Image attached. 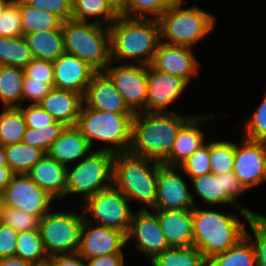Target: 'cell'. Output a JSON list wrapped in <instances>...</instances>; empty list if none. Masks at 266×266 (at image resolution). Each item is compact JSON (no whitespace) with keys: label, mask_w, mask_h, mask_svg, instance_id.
Here are the masks:
<instances>
[{"label":"cell","mask_w":266,"mask_h":266,"mask_svg":"<svg viewBox=\"0 0 266 266\" xmlns=\"http://www.w3.org/2000/svg\"><path fill=\"white\" fill-rule=\"evenodd\" d=\"M18 232L0 222V259L14 257Z\"/></svg>","instance_id":"50"},{"label":"cell","mask_w":266,"mask_h":266,"mask_svg":"<svg viewBox=\"0 0 266 266\" xmlns=\"http://www.w3.org/2000/svg\"><path fill=\"white\" fill-rule=\"evenodd\" d=\"M147 113H168L166 107L183 93L187 85L184 79L178 76L165 74L147 66Z\"/></svg>","instance_id":"18"},{"label":"cell","mask_w":266,"mask_h":266,"mask_svg":"<svg viewBox=\"0 0 266 266\" xmlns=\"http://www.w3.org/2000/svg\"><path fill=\"white\" fill-rule=\"evenodd\" d=\"M4 149L7 164L14 174H26L45 155L42 150L23 143L7 145Z\"/></svg>","instance_id":"35"},{"label":"cell","mask_w":266,"mask_h":266,"mask_svg":"<svg viewBox=\"0 0 266 266\" xmlns=\"http://www.w3.org/2000/svg\"><path fill=\"white\" fill-rule=\"evenodd\" d=\"M110 31L111 61L114 58L123 64H132L126 60L141 61L149 66L160 40L157 19L126 18L119 16L108 26Z\"/></svg>","instance_id":"2"},{"label":"cell","mask_w":266,"mask_h":266,"mask_svg":"<svg viewBox=\"0 0 266 266\" xmlns=\"http://www.w3.org/2000/svg\"><path fill=\"white\" fill-rule=\"evenodd\" d=\"M154 212L169 247L193 246L192 209Z\"/></svg>","instance_id":"22"},{"label":"cell","mask_w":266,"mask_h":266,"mask_svg":"<svg viewBox=\"0 0 266 266\" xmlns=\"http://www.w3.org/2000/svg\"><path fill=\"white\" fill-rule=\"evenodd\" d=\"M83 104L81 94L54 87L39 103L56 121L65 126H76Z\"/></svg>","instance_id":"24"},{"label":"cell","mask_w":266,"mask_h":266,"mask_svg":"<svg viewBox=\"0 0 266 266\" xmlns=\"http://www.w3.org/2000/svg\"><path fill=\"white\" fill-rule=\"evenodd\" d=\"M0 112V144L5 147L21 143L26 130L21 109L19 107H3Z\"/></svg>","instance_id":"34"},{"label":"cell","mask_w":266,"mask_h":266,"mask_svg":"<svg viewBox=\"0 0 266 266\" xmlns=\"http://www.w3.org/2000/svg\"><path fill=\"white\" fill-rule=\"evenodd\" d=\"M178 168L190 179L211 173L209 142L194 151Z\"/></svg>","instance_id":"42"},{"label":"cell","mask_w":266,"mask_h":266,"mask_svg":"<svg viewBox=\"0 0 266 266\" xmlns=\"http://www.w3.org/2000/svg\"><path fill=\"white\" fill-rule=\"evenodd\" d=\"M23 36L40 31L62 29V21L46 10L27 5L19 0Z\"/></svg>","instance_id":"28"},{"label":"cell","mask_w":266,"mask_h":266,"mask_svg":"<svg viewBox=\"0 0 266 266\" xmlns=\"http://www.w3.org/2000/svg\"><path fill=\"white\" fill-rule=\"evenodd\" d=\"M110 8L118 15L122 16L128 8V0H106Z\"/></svg>","instance_id":"55"},{"label":"cell","mask_w":266,"mask_h":266,"mask_svg":"<svg viewBox=\"0 0 266 266\" xmlns=\"http://www.w3.org/2000/svg\"><path fill=\"white\" fill-rule=\"evenodd\" d=\"M152 163V164H151ZM152 166H151V165ZM160 162L137 157L130 153H116L113 165V185L131 202L144 204L141 209L154 207Z\"/></svg>","instance_id":"3"},{"label":"cell","mask_w":266,"mask_h":266,"mask_svg":"<svg viewBox=\"0 0 266 266\" xmlns=\"http://www.w3.org/2000/svg\"><path fill=\"white\" fill-rule=\"evenodd\" d=\"M41 218L19 209L3 206L0 212V222L19 232L39 230Z\"/></svg>","instance_id":"40"},{"label":"cell","mask_w":266,"mask_h":266,"mask_svg":"<svg viewBox=\"0 0 266 266\" xmlns=\"http://www.w3.org/2000/svg\"><path fill=\"white\" fill-rule=\"evenodd\" d=\"M197 195L202 200L212 206L217 204H229L241 212V216L248 221L253 215L246 209L237 207L225 194L221 184V174L209 173L196 178L190 179Z\"/></svg>","instance_id":"27"},{"label":"cell","mask_w":266,"mask_h":266,"mask_svg":"<svg viewBox=\"0 0 266 266\" xmlns=\"http://www.w3.org/2000/svg\"><path fill=\"white\" fill-rule=\"evenodd\" d=\"M126 234L118 229L95 225L84 219L77 253L85 260L111 254H123Z\"/></svg>","instance_id":"14"},{"label":"cell","mask_w":266,"mask_h":266,"mask_svg":"<svg viewBox=\"0 0 266 266\" xmlns=\"http://www.w3.org/2000/svg\"><path fill=\"white\" fill-rule=\"evenodd\" d=\"M86 266H124L123 254H111L87 259Z\"/></svg>","instance_id":"52"},{"label":"cell","mask_w":266,"mask_h":266,"mask_svg":"<svg viewBox=\"0 0 266 266\" xmlns=\"http://www.w3.org/2000/svg\"><path fill=\"white\" fill-rule=\"evenodd\" d=\"M152 266H207V260L194 246L170 247L151 260Z\"/></svg>","instance_id":"32"},{"label":"cell","mask_w":266,"mask_h":266,"mask_svg":"<svg viewBox=\"0 0 266 266\" xmlns=\"http://www.w3.org/2000/svg\"><path fill=\"white\" fill-rule=\"evenodd\" d=\"M179 0H128L126 18L158 19L173 3ZM148 15H150L148 17Z\"/></svg>","instance_id":"39"},{"label":"cell","mask_w":266,"mask_h":266,"mask_svg":"<svg viewBox=\"0 0 266 266\" xmlns=\"http://www.w3.org/2000/svg\"><path fill=\"white\" fill-rule=\"evenodd\" d=\"M211 173L233 172L235 143L232 141H214L209 143Z\"/></svg>","instance_id":"38"},{"label":"cell","mask_w":266,"mask_h":266,"mask_svg":"<svg viewBox=\"0 0 266 266\" xmlns=\"http://www.w3.org/2000/svg\"><path fill=\"white\" fill-rule=\"evenodd\" d=\"M127 242L135 239L137 250L142 251L150 261L157 255L170 248L161 230L157 214L145 209H139L132 215L129 232L126 235Z\"/></svg>","instance_id":"16"},{"label":"cell","mask_w":266,"mask_h":266,"mask_svg":"<svg viewBox=\"0 0 266 266\" xmlns=\"http://www.w3.org/2000/svg\"><path fill=\"white\" fill-rule=\"evenodd\" d=\"M150 66L156 71L181 77L189 84L198 74L199 62L191 47L160 42Z\"/></svg>","instance_id":"17"},{"label":"cell","mask_w":266,"mask_h":266,"mask_svg":"<svg viewBox=\"0 0 266 266\" xmlns=\"http://www.w3.org/2000/svg\"><path fill=\"white\" fill-rule=\"evenodd\" d=\"M53 67L54 88L70 90L82 96L97 72L88 63L67 53L58 57L53 62Z\"/></svg>","instance_id":"20"},{"label":"cell","mask_w":266,"mask_h":266,"mask_svg":"<svg viewBox=\"0 0 266 266\" xmlns=\"http://www.w3.org/2000/svg\"><path fill=\"white\" fill-rule=\"evenodd\" d=\"M1 208H2V194H0V212H1Z\"/></svg>","instance_id":"58"},{"label":"cell","mask_w":266,"mask_h":266,"mask_svg":"<svg viewBox=\"0 0 266 266\" xmlns=\"http://www.w3.org/2000/svg\"><path fill=\"white\" fill-rule=\"evenodd\" d=\"M54 84L34 81L28 77L23 78L22 102L31 101L30 104H39L40 101L51 91Z\"/></svg>","instance_id":"48"},{"label":"cell","mask_w":266,"mask_h":266,"mask_svg":"<svg viewBox=\"0 0 266 266\" xmlns=\"http://www.w3.org/2000/svg\"><path fill=\"white\" fill-rule=\"evenodd\" d=\"M244 138L266 142V95L245 123Z\"/></svg>","instance_id":"44"},{"label":"cell","mask_w":266,"mask_h":266,"mask_svg":"<svg viewBox=\"0 0 266 266\" xmlns=\"http://www.w3.org/2000/svg\"><path fill=\"white\" fill-rule=\"evenodd\" d=\"M24 38L35 59L54 62L65 53L62 29L34 32Z\"/></svg>","instance_id":"26"},{"label":"cell","mask_w":266,"mask_h":266,"mask_svg":"<svg viewBox=\"0 0 266 266\" xmlns=\"http://www.w3.org/2000/svg\"><path fill=\"white\" fill-rule=\"evenodd\" d=\"M65 53L78 57L97 72L111 63L108 26L94 22L67 20L62 22Z\"/></svg>","instance_id":"6"},{"label":"cell","mask_w":266,"mask_h":266,"mask_svg":"<svg viewBox=\"0 0 266 266\" xmlns=\"http://www.w3.org/2000/svg\"><path fill=\"white\" fill-rule=\"evenodd\" d=\"M81 208L86 221L118 229L126 235L129 232L133 215L129 199L114 185L87 198Z\"/></svg>","instance_id":"10"},{"label":"cell","mask_w":266,"mask_h":266,"mask_svg":"<svg viewBox=\"0 0 266 266\" xmlns=\"http://www.w3.org/2000/svg\"><path fill=\"white\" fill-rule=\"evenodd\" d=\"M68 168L45 154L26 174L39 188L60 200L65 197Z\"/></svg>","instance_id":"23"},{"label":"cell","mask_w":266,"mask_h":266,"mask_svg":"<svg viewBox=\"0 0 266 266\" xmlns=\"http://www.w3.org/2000/svg\"><path fill=\"white\" fill-rule=\"evenodd\" d=\"M19 108L24 116L26 127L38 129L46 127L56 121L39 104H29L26 108L21 105Z\"/></svg>","instance_id":"47"},{"label":"cell","mask_w":266,"mask_h":266,"mask_svg":"<svg viewBox=\"0 0 266 266\" xmlns=\"http://www.w3.org/2000/svg\"><path fill=\"white\" fill-rule=\"evenodd\" d=\"M115 153L107 150H93L77 161L72 171L67 169L65 197L82 194V201L113 185Z\"/></svg>","instance_id":"8"},{"label":"cell","mask_w":266,"mask_h":266,"mask_svg":"<svg viewBox=\"0 0 266 266\" xmlns=\"http://www.w3.org/2000/svg\"><path fill=\"white\" fill-rule=\"evenodd\" d=\"M1 37H22L19 0H12L0 16Z\"/></svg>","instance_id":"43"},{"label":"cell","mask_w":266,"mask_h":266,"mask_svg":"<svg viewBox=\"0 0 266 266\" xmlns=\"http://www.w3.org/2000/svg\"><path fill=\"white\" fill-rule=\"evenodd\" d=\"M207 266H256L254 247L245 236L228 250L213 255Z\"/></svg>","instance_id":"31"},{"label":"cell","mask_w":266,"mask_h":266,"mask_svg":"<svg viewBox=\"0 0 266 266\" xmlns=\"http://www.w3.org/2000/svg\"><path fill=\"white\" fill-rule=\"evenodd\" d=\"M178 167L160 164L157 183V197L153 210L193 209L194 197L188 190L184 178L175 171Z\"/></svg>","instance_id":"15"},{"label":"cell","mask_w":266,"mask_h":266,"mask_svg":"<svg viewBox=\"0 0 266 266\" xmlns=\"http://www.w3.org/2000/svg\"><path fill=\"white\" fill-rule=\"evenodd\" d=\"M182 3L183 0L173 3L157 19L160 40L167 44L192 48L215 28V15L195 5L182 8Z\"/></svg>","instance_id":"7"},{"label":"cell","mask_w":266,"mask_h":266,"mask_svg":"<svg viewBox=\"0 0 266 266\" xmlns=\"http://www.w3.org/2000/svg\"><path fill=\"white\" fill-rule=\"evenodd\" d=\"M135 113H115L91 110L82 105L76 127L88 140L91 148L95 140L108 144L113 153H128L131 145L132 122ZM109 144H111L109 146ZM114 145V146H113Z\"/></svg>","instance_id":"5"},{"label":"cell","mask_w":266,"mask_h":266,"mask_svg":"<svg viewBox=\"0 0 266 266\" xmlns=\"http://www.w3.org/2000/svg\"><path fill=\"white\" fill-rule=\"evenodd\" d=\"M238 216L195 207L192 209L193 246L208 260L245 237V225Z\"/></svg>","instance_id":"4"},{"label":"cell","mask_w":266,"mask_h":266,"mask_svg":"<svg viewBox=\"0 0 266 266\" xmlns=\"http://www.w3.org/2000/svg\"><path fill=\"white\" fill-rule=\"evenodd\" d=\"M240 144H235L233 173L248 190L266 181V142L243 137Z\"/></svg>","instance_id":"13"},{"label":"cell","mask_w":266,"mask_h":266,"mask_svg":"<svg viewBox=\"0 0 266 266\" xmlns=\"http://www.w3.org/2000/svg\"><path fill=\"white\" fill-rule=\"evenodd\" d=\"M15 257L41 265L48 256L44 250L39 230L19 232Z\"/></svg>","instance_id":"36"},{"label":"cell","mask_w":266,"mask_h":266,"mask_svg":"<svg viewBox=\"0 0 266 266\" xmlns=\"http://www.w3.org/2000/svg\"><path fill=\"white\" fill-rule=\"evenodd\" d=\"M55 199L39 188L27 174H14L2 193V205L42 218Z\"/></svg>","instance_id":"11"},{"label":"cell","mask_w":266,"mask_h":266,"mask_svg":"<svg viewBox=\"0 0 266 266\" xmlns=\"http://www.w3.org/2000/svg\"><path fill=\"white\" fill-rule=\"evenodd\" d=\"M13 175L9 166H0V194L3 193Z\"/></svg>","instance_id":"53"},{"label":"cell","mask_w":266,"mask_h":266,"mask_svg":"<svg viewBox=\"0 0 266 266\" xmlns=\"http://www.w3.org/2000/svg\"><path fill=\"white\" fill-rule=\"evenodd\" d=\"M110 64L104 72L110 77L127 106L135 114L146 112L147 66L120 62V65L113 67L112 61Z\"/></svg>","instance_id":"12"},{"label":"cell","mask_w":266,"mask_h":266,"mask_svg":"<svg viewBox=\"0 0 266 266\" xmlns=\"http://www.w3.org/2000/svg\"><path fill=\"white\" fill-rule=\"evenodd\" d=\"M65 128L66 126L59 121L38 129L26 127L21 143L36 147L47 154L52 143L60 136Z\"/></svg>","instance_id":"37"},{"label":"cell","mask_w":266,"mask_h":266,"mask_svg":"<svg viewBox=\"0 0 266 266\" xmlns=\"http://www.w3.org/2000/svg\"><path fill=\"white\" fill-rule=\"evenodd\" d=\"M32 59L33 56L24 36H0V66H13L24 69Z\"/></svg>","instance_id":"33"},{"label":"cell","mask_w":266,"mask_h":266,"mask_svg":"<svg viewBox=\"0 0 266 266\" xmlns=\"http://www.w3.org/2000/svg\"><path fill=\"white\" fill-rule=\"evenodd\" d=\"M92 151L88 140L76 126H66L52 143L47 155L58 163L68 166L70 162L80 161Z\"/></svg>","instance_id":"25"},{"label":"cell","mask_w":266,"mask_h":266,"mask_svg":"<svg viewBox=\"0 0 266 266\" xmlns=\"http://www.w3.org/2000/svg\"><path fill=\"white\" fill-rule=\"evenodd\" d=\"M247 222L255 237L253 240L250 233L245 231V236L250 240L255 250L256 266H266V217L256 213Z\"/></svg>","instance_id":"41"},{"label":"cell","mask_w":266,"mask_h":266,"mask_svg":"<svg viewBox=\"0 0 266 266\" xmlns=\"http://www.w3.org/2000/svg\"><path fill=\"white\" fill-rule=\"evenodd\" d=\"M0 166H8L4 146L0 144Z\"/></svg>","instance_id":"56"},{"label":"cell","mask_w":266,"mask_h":266,"mask_svg":"<svg viewBox=\"0 0 266 266\" xmlns=\"http://www.w3.org/2000/svg\"><path fill=\"white\" fill-rule=\"evenodd\" d=\"M192 117L177 113H136L128 153L162 163L170 154L180 128Z\"/></svg>","instance_id":"1"},{"label":"cell","mask_w":266,"mask_h":266,"mask_svg":"<svg viewBox=\"0 0 266 266\" xmlns=\"http://www.w3.org/2000/svg\"><path fill=\"white\" fill-rule=\"evenodd\" d=\"M36 266H49L47 263L41 264V265H36Z\"/></svg>","instance_id":"59"},{"label":"cell","mask_w":266,"mask_h":266,"mask_svg":"<svg viewBox=\"0 0 266 266\" xmlns=\"http://www.w3.org/2000/svg\"><path fill=\"white\" fill-rule=\"evenodd\" d=\"M27 5L40 8L57 16L62 22L72 20V0H23Z\"/></svg>","instance_id":"45"},{"label":"cell","mask_w":266,"mask_h":266,"mask_svg":"<svg viewBox=\"0 0 266 266\" xmlns=\"http://www.w3.org/2000/svg\"><path fill=\"white\" fill-rule=\"evenodd\" d=\"M0 266H36L34 263L18 257H7L0 259Z\"/></svg>","instance_id":"54"},{"label":"cell","mask_w":266,"mask_h":266,"mask_svg":"<svg viewBox=\"0 0 266 266\" xmlns=\"http://www.w3.org/2000/svg\"><path fill=\"white\" fill-rule=\"evenodd\" d=\"M84 214L48 212L40 220L39 232L48 257L78 251Z\"/></svg>","instance_id":"9"},{"label":"cell","mask_w":266,"mask_h":266,"mask_svg":"<svg viewBox=\"0 0 266 266\" xmlns=\"http://www.w3.org/2000/svg\"><path fill=\"white\" fill-rule=\"evenodd\" d=\"M83 103H85L83 104L85 107L91 110L134 113L104 71L96 72L92 77L84 93Z\"/></svg>","instance_id":"19"},{"label":"cell","mask_w":266,"mask_h":266,"mask_svg":"<svg viewBox=\"0 0 266 266\" xmlns=\"http://www.w3.org/2000/svg\"><path fill=\"white\" fill-rule=\"evenodd\" d=\"M23 70L24 76L34 81L54 83L53 62L33 58Z\"/></svg>","instance_id":"46"},{"label":"cell","mask_w":266,"mask_h":266,"mask_svg":"<svg viewBox=\"0 0 266 266\" xmlns=\"http://www.w3.org/2000/svg\"><path fill=\"white\" fill-rule=\"evenodd\" d=\"M23 78L22 68L0 66V100L4 108L21 106Z\"/></svg>","instance_id":"29"},{"label":"cell","mask_w":266,"mask_h":266,"mask_svg":"<svg viewBox=\"0 0 266 266\" xmlns=\"http://www.w3.org/2000/svg\"><path fill=\"white\" fill-rule=\"evenodd\" d=\"M212 116L214 117V114L192 116L180 128L171 152L162 164L179 167L194 151L205 144L204 132L200 129L199 123L206 121L207 118L209 119Z\"/></svg>","instance_id":"21"},{"label":"cell","mask_w":266,"mask_h":266,"mask_svg":"<svg viewBox=\"0 0 266 266\" xmlns=\"http://www.w3.org/2000/svg\"><path fill=\"white\" fill-rule=\"evenodd\" d=\"M221 184L224 194L237 206L249 211L252 215H255L254 212L241 206L237 201V196L241 195L243 192L247 191L241 182L237 179L233 172L221 173Z\"/></svg>","instance_id":"49"},{"label":"cell","mask_w":266,"mask_h":266,"mask_svg":"<svg viewBox=\"0 0 266 266\" xmlns=\"http://www.w3.org/2000/svg\"><path fill=\"white\" fill-rule=\"evenodd\" d=\"M90 17H98L94 21L96 24L109 26L119 16L110 8L106 0H72V20L89 22ZM100 18L103 19L100 20Z\"/></svg>","instance_id":"30"},{"label":"cell","mask_w":266,"mask_h":266,"mask_svg":"<svg viewBox=\"0 0 266 266\" xmlns=\"http://www.w3.org/2000/svg\"><path fill=\"white\" fill-rule=\"evenodd\" d=\"M12 0H0V16L4 10V8L11 2Z\"/></svg>","instance_id":"57"},{"label":"cell","mask_w":266,"mask_h":266,"mask_svg":"<svg viewBox=\"0 0 266 266\" xmlns=\"http://www.w3.org/2000/svg\"><path fill=\"white\" fill-rule=\"evenodd\" d=\"M46 263L49 266H86L85 259L77 252L50 256Z\"/></svg>","instance_id":"51"}]
</instances>
